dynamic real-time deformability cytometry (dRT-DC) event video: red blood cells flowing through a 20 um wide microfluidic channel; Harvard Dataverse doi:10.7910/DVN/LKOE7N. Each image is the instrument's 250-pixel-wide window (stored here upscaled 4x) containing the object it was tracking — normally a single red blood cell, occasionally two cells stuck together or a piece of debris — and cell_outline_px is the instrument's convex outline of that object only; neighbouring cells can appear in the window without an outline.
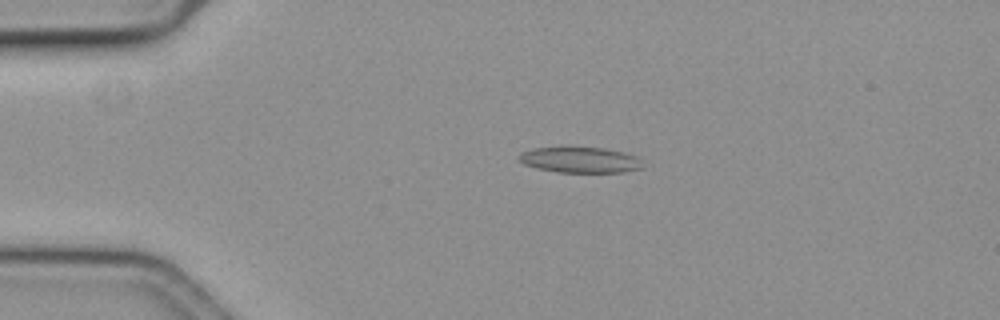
{"species": "common noctule bat (a hibernating species)", "species_latin": "Nyctalus noctula", "temperature_condition": "cold", "stored_images_in_passage": 47, "camera_frame_rate_fps": 3000, "um_per_image_px": 0.085, "animal": {"sex": "female", "body_mass_g": 19.3, "forearm_length_mm": 54.1}, "frame": {"image": 1, "passage_image": 2, "time_ms": 0.333, "image_size_px": [1000, 320], "cell_outline_px": [[644, 168], [624, 172], [560, 172], [540, 168], [524, 164], [520, 160], [520, 152], [532, 148], [564, 144], [568, 144], [604, 148], [624, 152], [636, 156], [640, 160]], "centroid_in_image_um": [49.3, 13.53], "position_along_channel_um": 35.7, "area_um2": 19.31}}
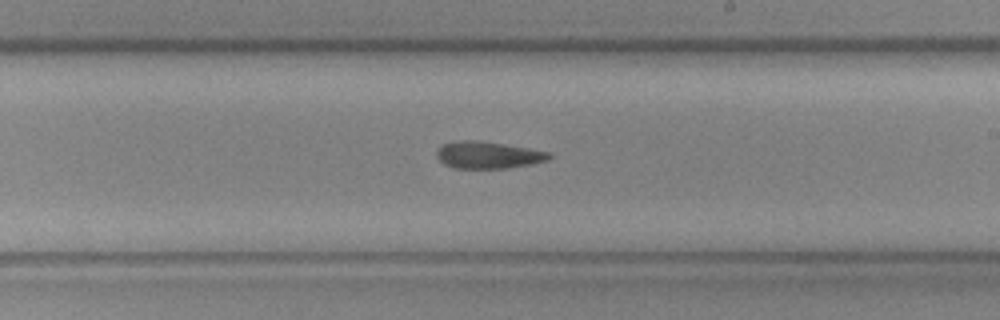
{"frame": {"image": 2, "passage_image": 23, "time_ms": 7.333, "image_size_px": [1000, 320], "cell_outline_px": [[552, 156], [548, 160], [532, 164], [508, 168], [452, 168], [444, 164], [436, 156], [436, 152], [440, 144], [456, 140], [480, 140], [528, 148], [548, 152]], "centroid_in_image_um": [41.44, 13.17], "position_along_channel_um": 247.6, "area_um2": 17.86}}
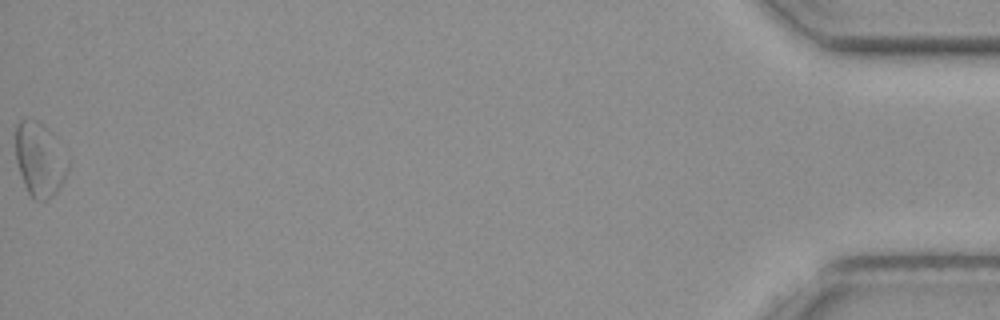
{"frame": {"image": 3, "passage_image": 47, "time_ms": 15.333, "image_size_px": [1000, 320], "cell_outline_px": [[68, 168], [56, 192], [48, 200], [36, 200], [28, 192], [24, 184], [16, 160], [16, 124], [20, 120], [36, 120], [44, 124], [48, 128], [68, 160]], "centroid_in_image_um": [3.35, 13.54], "position_along_channel_um": 431.8, "area_um2": 22.08}, "authors_computed_cell_mechanics": {"area_um2": 18.6694, "velocity_mm_per_s": 3.6266, "shape_relaxation_time_tau1_ms": null, "shape_relaxation_time_tau2_ms": 6.4396, "deformation_change_tau1": null, "deformation_change_tau2": 0.1484}}